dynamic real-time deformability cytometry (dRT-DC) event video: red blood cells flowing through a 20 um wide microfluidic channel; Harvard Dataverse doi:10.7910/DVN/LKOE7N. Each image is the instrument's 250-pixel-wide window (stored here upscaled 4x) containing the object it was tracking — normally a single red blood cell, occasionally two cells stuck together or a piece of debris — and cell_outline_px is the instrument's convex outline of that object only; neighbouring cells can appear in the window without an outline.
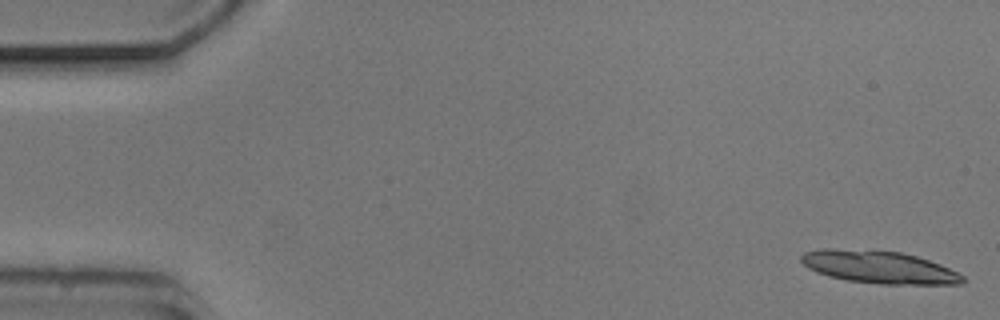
{"species": "common noctule bat (a hibernating species)", "species_latin": "Nyctalus noctula", "temperature_condition": "cold", "stored_images_in_passage": 53, "camera_frame_rate_fps": 3000, "um_per_image_px": 0.085, "animal": {"sex": "male", "body_mass_g": 20.5, "forearm_length_mm": 52.5}, "frame": {"image": 1, "passage_image": 1, "time_ms": 0.0, "image_size_px": [1000, 320], "cell_outline_px": [[964, 284], [880, 284], [848, 280], [828, 276], [816, 272], [808, 268], [800, 260], [800, 256], [804, 252], [820, 248], [832, 248], [900, 252], [916, 256], [940, 264], [964, 276]], "centroid_in_image_um": [74.68, 22.7], "position_along_channel_um": 10.3, "area_um2": 30.52}}
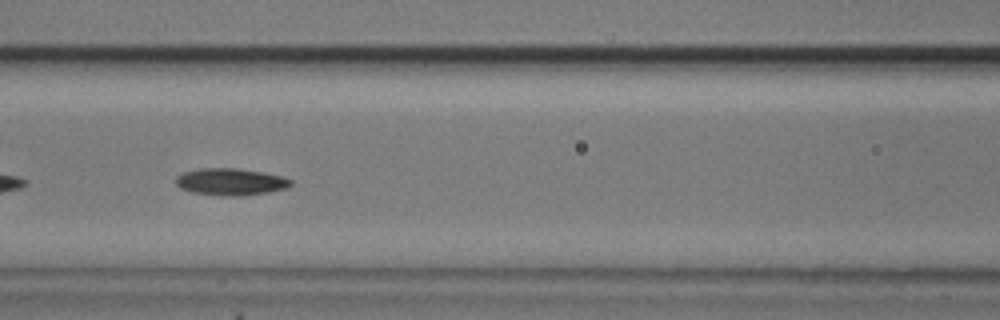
{"frame": {"image": 2, "passage_image": 23, "time_ms": 7.333, "image_size_px": [1000, 320], "cell_outline_px": [[292, 184], [288, 188], [268, 192], [240, 196], [220, 196], [192, 192], [180, 188], [176, 184], [176, 176], [184, 172], [200, 168], [236, 168], [264, 172], [284, 176], [292, 180]], "centroid_in_image_um": [19.63, 15.45], "position_along_channel_um": 147.0, "area_um2": 18.26}}
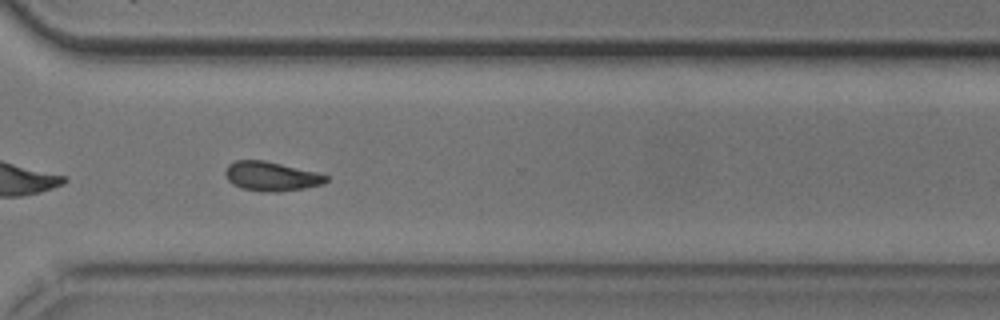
{"frame": {"image": 3, "passage_image": 39, "time_ms": 12.667, "image_size_px": [1000, 320], "cell_outline_px": [[328, 180], [324, 184], [304, 188], [276, 192], [260, 192], [240, 188], [232, 184], [228, 180], [224, 172], [224, 168], [228, 164], [236, 160], [264, 160], [316, 172], [328, 176]], "centroid_in_image_um": [23.02, 14.99], "position_along_channel_um": 347.6, "area_um2": 17.34}}